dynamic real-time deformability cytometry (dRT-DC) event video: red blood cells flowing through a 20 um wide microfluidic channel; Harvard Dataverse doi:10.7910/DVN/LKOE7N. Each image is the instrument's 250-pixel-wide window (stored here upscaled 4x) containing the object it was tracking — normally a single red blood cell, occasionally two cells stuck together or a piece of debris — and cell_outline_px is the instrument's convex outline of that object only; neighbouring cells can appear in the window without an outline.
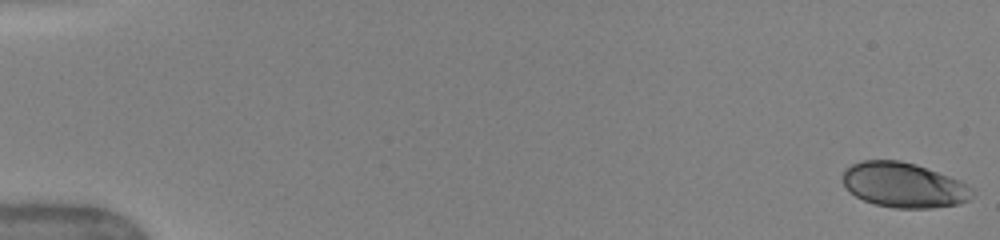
{"species": "human", "species_latin": "Homo sapiens", "temperature_condition": "warm", "stored_images_in_passage": 50, "camera_frame_rate_fps": 3000, "um_per_image_px": 0.085, "donor": {"sex": "female"}, "frame": {"image": 1, "passage_image": 1, "time_ms": 0.0, "image_size_px": [1000, 240], "cell_outline_px": [[976, 192], [968, 200], [960, 204], [932, 208], [896, 208], [876, 204], [864, 200], [856, 196], [840, 180], [844, 168], [860, 160], [900, 160], [916, 164], [960, 180], [968, 184]], "centroid_in_image_um": [76.83, 15.72], "position_along_channel_um": 8.2, "area_um2": 34.22}}
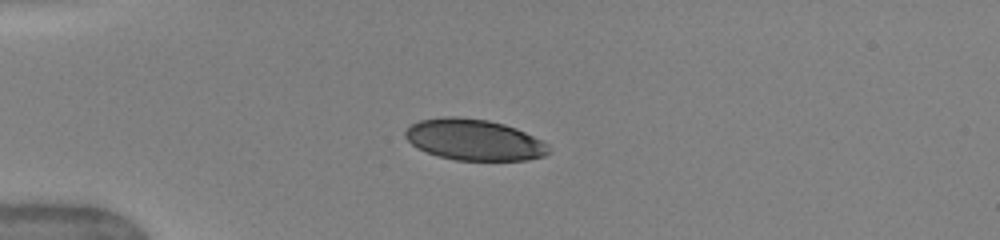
{"frame": {"image": 2, "passage_image": 14, "time_ms": 4.333, "image_size_px": [1000, 240], "cell_outline_px": [[548, 152], [544, 156], [528, 160], [456, 160], [440, 156], [428, 152], [412, 144], [404, 136], [404, 132], [412, 124], [420, 120], [444, 116], [456, 116], [488, 120], [504, 124], [516, 128], [548, 144]], "centroid_in_image_um": [40.29, 11.87], "position_along_channel_um": 44.7, "area_um2": 34.04}}
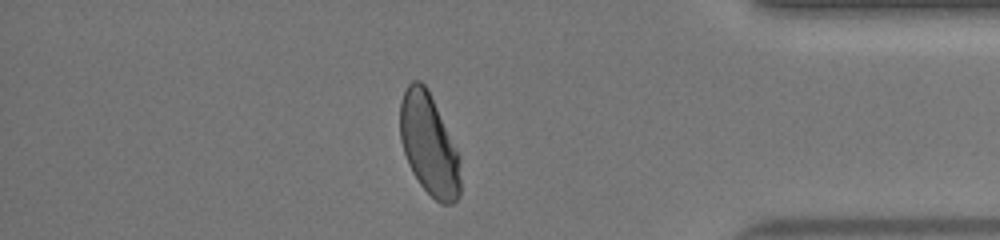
{"frame": {"image": 3, "passage_image": 44, "time_ms": 14.333, "image_size_px": [1000, 240], "cell_outline_px": [[460, 196], [452, 204], [440, 204], [420, 184], [412, 172], [408, 164], [400, 140], [400, 100], [408, 84], [412, 80], [420, 80], [428, 88], [456, 152], [460, 180]], "centroid_in_image_um": [36.41, 12.28], "position_along_channel_um": 398.8, "area_um2": 34.97}, "authors_computed_cell_mechanics": {"area_um2": 36.0672, "velocity_mm_per_s": 4.0704, "shape_relaxation_time_tau1_ms": 4.4091, "shape_relaxation_time_tau2_ms": 0.6574, "deformation_change_tau1": 0.147, "deformation_change_tau2": 0.0538}}